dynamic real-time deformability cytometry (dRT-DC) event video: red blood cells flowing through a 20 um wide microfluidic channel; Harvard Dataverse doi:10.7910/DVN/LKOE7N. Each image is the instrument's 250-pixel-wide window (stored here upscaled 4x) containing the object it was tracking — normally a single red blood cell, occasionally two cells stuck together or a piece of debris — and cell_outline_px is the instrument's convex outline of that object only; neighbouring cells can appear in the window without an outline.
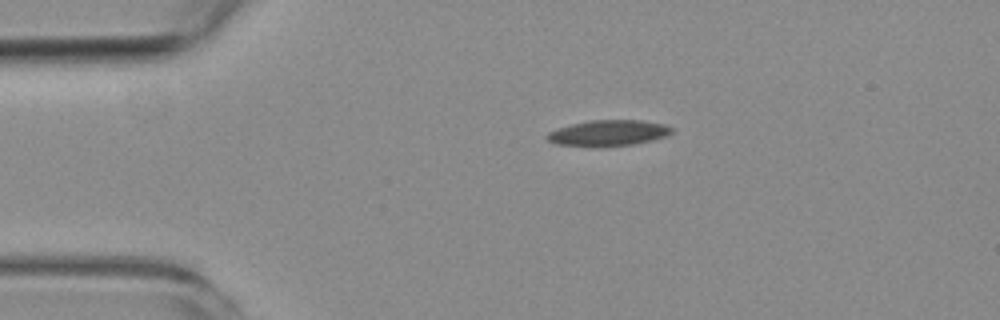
{"species": "common noctule bat (a hibernating species)", "species_latin": "Nyctalus noctula", "temperature_condition": "room temperature", "stored_images_in_passage": 2, "camera_frame_rate_fps": 3000, "um_per_image_px": 0.085, "animal": {"sex": "female", "body_mass_g": 19.3, "forearm_length_mm": 54.1}, "frame": {"image": 1, "passage_image": 1, "time_ms": 0.0, "image_size_px": [1000, 320], "cell_outline_px": [[672, 132], [664, 136], [652, 140], [632, 144], [556, 144], [548, 140], [544, 136], [548, 132], [556, 128], [588, 120], [640, 120], [664, 124], [672, 128]], "centroid_in_image_um": [51.7, 11.25], "position_along_channel_um": 33.3, "area_um2": 17.92}}